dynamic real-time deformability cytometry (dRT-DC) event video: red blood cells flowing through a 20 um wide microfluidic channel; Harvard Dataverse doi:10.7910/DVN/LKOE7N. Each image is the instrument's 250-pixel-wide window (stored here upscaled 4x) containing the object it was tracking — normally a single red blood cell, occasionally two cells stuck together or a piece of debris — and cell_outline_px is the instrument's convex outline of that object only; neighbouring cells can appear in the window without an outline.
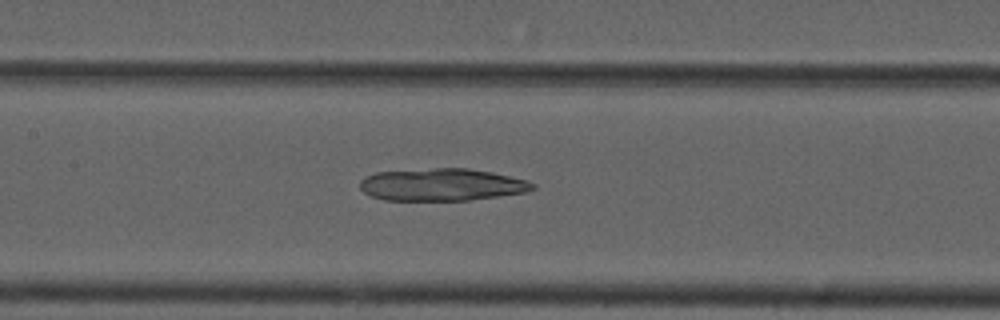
{"species": "common noctule bat (a hibernating species)", "species_latin": "Nyctalus noctula", "temperature_condition": "cold", "stored_images_in_passage": 56, "camera_frame_rate_fps": 3000, "um_per_image_px": 0.085, "animal": {"sex": "male", "forearm_length_mm": 52.5}, "frame": {"image": 1, "passage_image": 26, "time_ms": 8.333, "image_size_px": [1000, 320], "cell_outline_px": [[536, 188], [528, 192], [468, 200], [384, 200], [372, 196], [364, 192], [360, 188], [360, 180], [364, 176], [376, 172], [436, 168], [468, 168], [492, 172], [528, 180], [536, 184]], "centroid_in_image_um": [37.58, 15.69], "position_along_channel_um": 169.8, "area_um2": 32.66}}
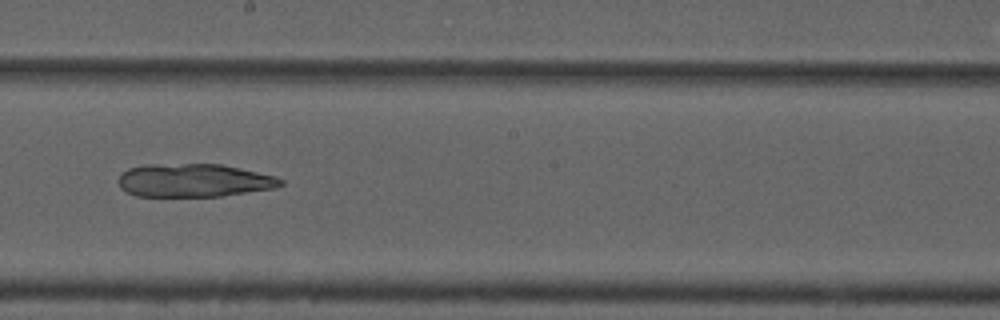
{"frame": {"image": 2, "passage_image": 31, "time_ms": 10.0, "image_size_px": [1000, 320], "cell_outline_px": [[284, 184], [276, 188], [220, 196], [136, 196], [120, 188], [116, 180], [128, 168], [148, 164], [220, 164], [240, 168], [276, 176], [284, 180]], "centroid_in_image_um": [16.49, 15.33], "position_along_channel_um": 231.7, "area_um2": 31.5}}
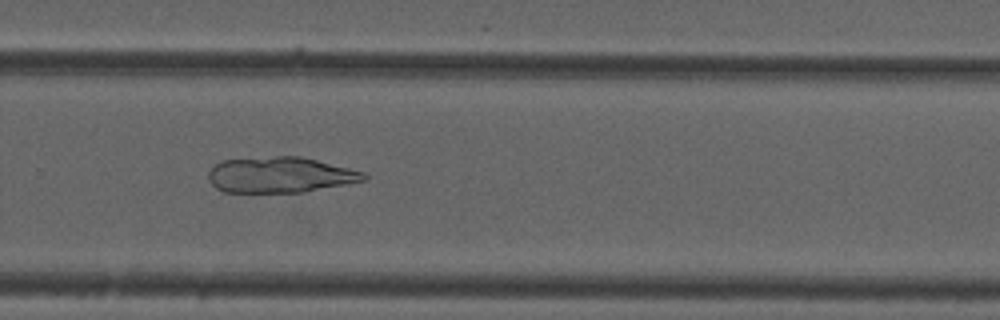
{"frame": {"image": 3, "passage_image": 37, "time_ms": 12.0, "image_size_px": [1000, 320], "cell_outline_px": [[368, 180], [304, 192], [224, 192], [216, 188], [208, 180], [208, 172], [216, 164], [224, 160], [276, 156], [300, 156], [368, 172]], "centroid_in_image_um": [23.87, 14.86], "position_along_channel_um": 305.9, "area_um2": 32.54}}